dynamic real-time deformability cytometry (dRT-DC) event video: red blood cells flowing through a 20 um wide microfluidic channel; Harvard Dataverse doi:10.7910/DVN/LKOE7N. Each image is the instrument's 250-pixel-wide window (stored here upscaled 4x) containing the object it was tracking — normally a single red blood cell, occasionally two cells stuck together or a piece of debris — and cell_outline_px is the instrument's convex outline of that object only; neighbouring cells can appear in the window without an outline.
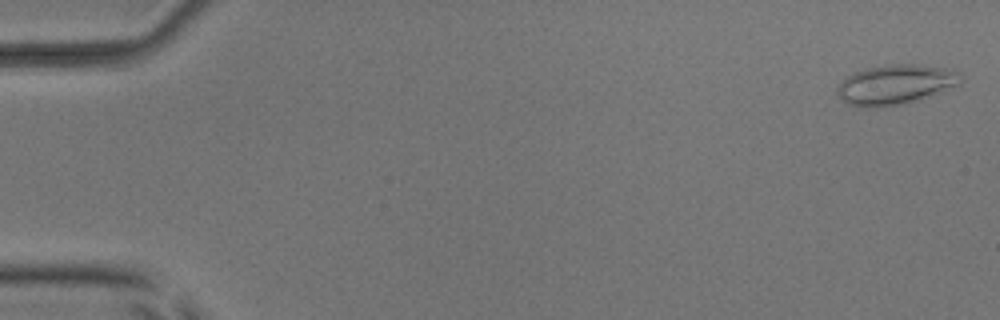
{"species": "common noctule bat (a hibernating species)", "species_latin": "Nyctalus noctula", "temperature_condition": "room temperature", "stored_images_in_passage": 54, "camera_frame_rate_fps": 3000, "um_per_image_px": 0.085, "animal": {"sex": "male", "body_mass_g": 17.9, "forearm_length_mm": 54.2}, "frame": {"image": 1, "passage_image": 2, "time_ms": 0.333, "image_size_px": [1000, 320], "cell_outline_px": [[964, 76], [960, 84], [928, 96], [916, 100], [900, 104], [876, 108], [856, 108], [848, 104], [836, 92], [836, 88], [848, 76], [856, 72], [868, 68], [888, 64], [912, 64], [944, 68], [960, 72]], "centroid_in_image_um": [76.11, 7.2], "position_along_channel_um": 8.9, "area_um2": 28.44}}
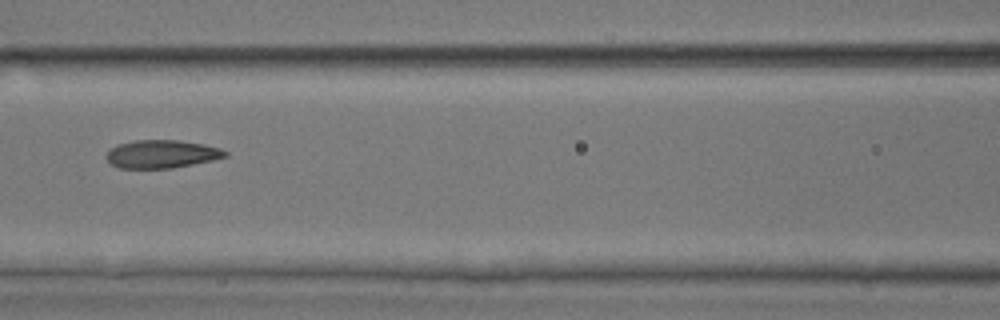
{"frame": {"image": 2, "passage_image": 25, "time_ms": 8.0, "image_size_px": [1000, 320], "cell_outline_px": [[228, 156], [212, 160], [172, 168], [120, 168], [112, 164], [108, 160], [108, 152], [116, 144], [136, 140], [176, 140], [204, 144], [220, 148], [228, 152]], "centroid_in_image_um": [13.77, 13.09], "position_along_channel_um": 152.8, "area_um2": 19.25}}
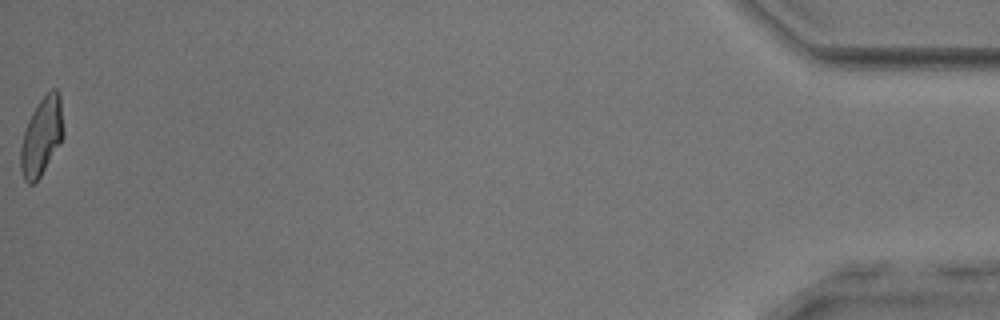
{"frame": {"image": 3, "passage_image": 54, "time_ms": 17.667, "image_size_px": [1000, 320], "cell_outline_px": [[64, 136], [40, 176], [32, 184], [28, 184], [24, 180], [20, 168], [20, 148], [24, 132], [28, 120], [32, 112], [40, 100], [52, 88], [56, 88], [60, 92], [64, 132]], "centroid_in_image_um": [3.54, 11.57], "position_along_channel_um": 431.7, "area_um2": 19.36}, "authors_computed_cell_mechanics": {"area_um2": 19.9699, "velocity_mm_per_s": 3.8966, "shape_relaxation_time_tau1_ms": 8.1707, "shape_relaxation_time_tau2_ms": 2.2638, "deformation_change_tau1": 0.2061, "deformation_change_tau2": 0.0922}}